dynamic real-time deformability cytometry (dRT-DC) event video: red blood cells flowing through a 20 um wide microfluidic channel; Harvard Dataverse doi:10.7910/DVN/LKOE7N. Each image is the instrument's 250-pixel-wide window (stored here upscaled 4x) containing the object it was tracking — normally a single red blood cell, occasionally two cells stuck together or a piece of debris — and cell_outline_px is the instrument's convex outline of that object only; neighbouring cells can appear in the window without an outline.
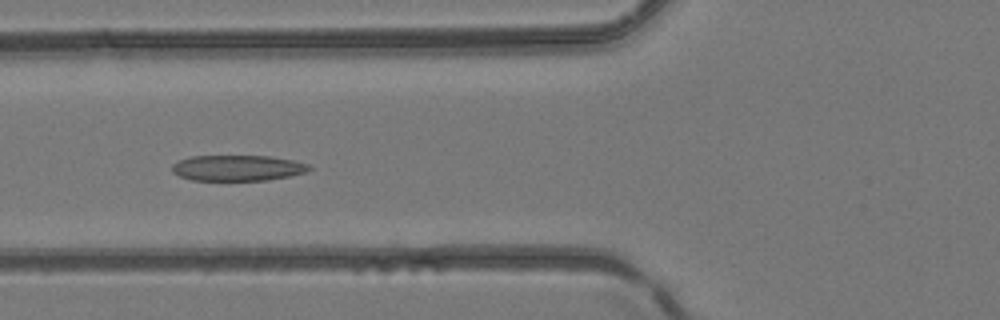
{"species": "common noctule bat (a hibernating species)", "species_latin": "Nyctalus noctula", "temperature_condition": "room temperature", "stored_images_in_passage": 48, "camera_frame_rate_fps": 3000, "um_per_image_px": 0.085, "animal": {"sex": "female", "body_mass_g": 24.6, "forearm_length_mm": 56.2}, "frame": {"image": 1, "passage_image": 19, "time_ms": 6.0, "image_size_px": [1000, 320], "cell_outline_px": [[312, 168], [304, 172], [288, 176], [268, 180], [192, 180], [180, 176], [172, 172], [172, 164], [180, 160], [192, 156], [268, 156], [292, 160], [308, 164]], "centroid_in_image_um": [20.17, 14.27], "position_along_channel_um": 105.6, "area_um2": 20.35}}
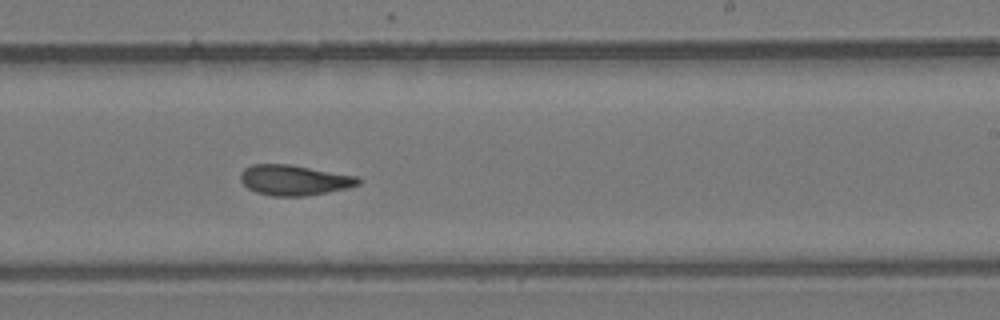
{"frame": {"image": 2, "passage_image": 30, "time_ms": 9.667, "image_size_px": [1000, 320], "cell_outline_px": [[364, 180], [360, 184], [348, 188], [308, 196], [272, 196], [256, 192], [248, 188], [240, 180], [240, 172], [244, 168], [252, 164], [288, 164], [356, 176]], "centroid_in_image_um": [25.01, 15.31], "position_along_channel_um": 264.0, "area_um2": 20.92}}
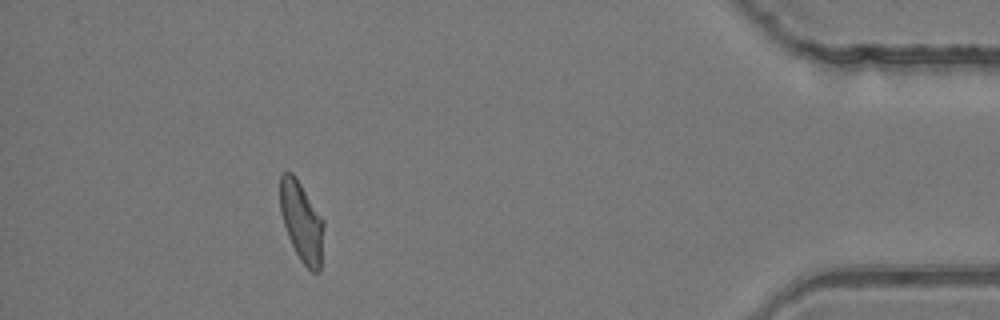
{"frame": {"image": 3, "passage_image": 44, "time_ms": 14.333, "image_size_px": [1000, 320], "cell_outline_px": [[324, 228], [320, 272], [312, 272], [300, 260], [288, 236], [280, 212], [280, 176], [284, 172], [292, 172], [296, 176], [324, 220]], "centroid_in_image_um": [25.65, 18.83], "position_along_channel_um": 409.6, "area_um2": 20.4}}